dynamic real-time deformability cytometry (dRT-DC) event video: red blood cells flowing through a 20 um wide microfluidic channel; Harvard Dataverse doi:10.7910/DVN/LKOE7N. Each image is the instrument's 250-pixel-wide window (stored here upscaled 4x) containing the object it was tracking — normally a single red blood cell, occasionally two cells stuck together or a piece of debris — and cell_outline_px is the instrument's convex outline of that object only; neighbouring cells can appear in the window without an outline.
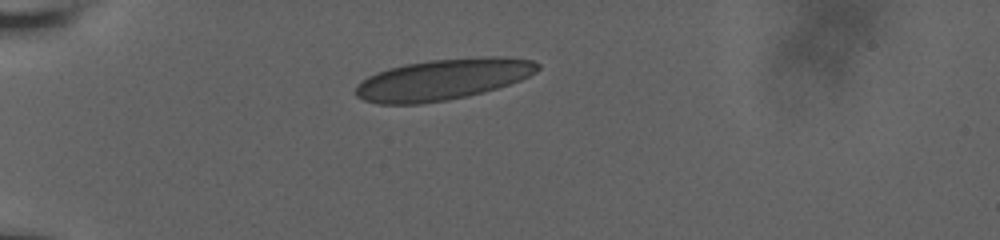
{"species": "human", "species_latin": "Homo sapiens", "temperature_condition": "room temperature", "stored_images_in_passage": 21, "camera_frame_rate_fps": 3000, "um_per_image_px": 0.085, "donor": {"sex": "male"}, "frame": {"image": 1, "passage_image": 1, "time_ms": 0.0, "image_size_px": [1000, 240], "cell_outline_px": [[540, 68], [536, 72], [520, 80], [484, 92], [468, 96], [448, 100], [420, 104], [380, 104], [364, 100], [356, 96], [352, 92], [368, 76], [376, 72], [388, 68], [404, 64], [428, 60], [484, 56], [508, 56], [532, 60], [540, 64]], "centroid_in_image_um": [37.66, 6.74], "position_along_channel_um": 47.3, "area_um2": 43.81}}
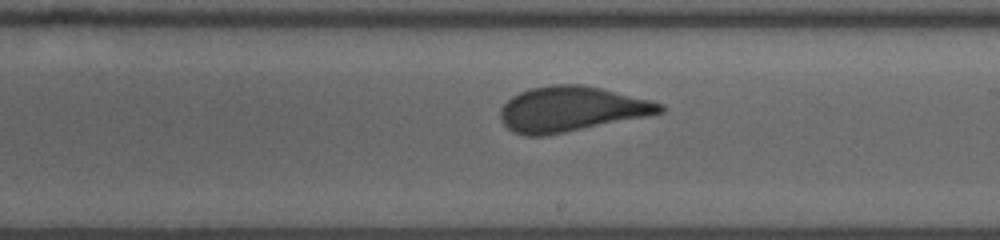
{"frame": {"image": 2, "passage_image": 9, "time_ms": 2.667, "image_size_px": [1000, 240], "cell_outline_px": [[664, 112], [648, 116], [548, 136], [524, 136], [512, 132], [500, 120], [500, 108], [512, 96], [520, 92], [532, 88], [552, 84], [580, 84], [600, 88], [664, 104]], "centroid_in_image_um": [48.53, 9.29], "position_along_channel_um": 240.5, "area_um2": 42.02}}
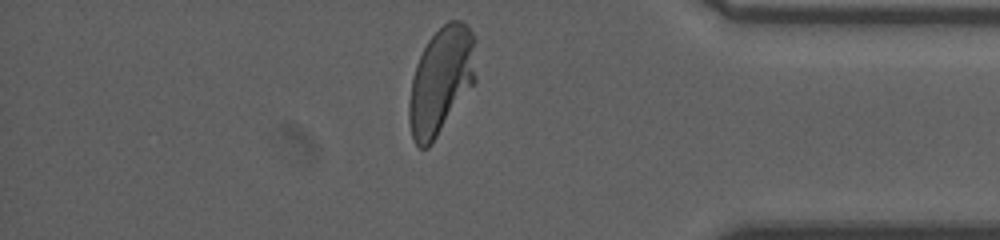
{"frame": {"image": 3, "passage_image": 20, "time_ms": 6.333, "image_size_px": [1000, 240], "cell_outline_px": [[476, 80], [432, 144], [428, 148], [420, 148], [416, 144], [412, 136], [408, 120], [408, 100], [412, 80], [416, 64], [428, 40], [448, 20], [460, 20], [476, 36]], "centroid_in_image_um": [37.5, 6.85], "position_along_channel_um": 397.7, "area_um2": 41.85}}